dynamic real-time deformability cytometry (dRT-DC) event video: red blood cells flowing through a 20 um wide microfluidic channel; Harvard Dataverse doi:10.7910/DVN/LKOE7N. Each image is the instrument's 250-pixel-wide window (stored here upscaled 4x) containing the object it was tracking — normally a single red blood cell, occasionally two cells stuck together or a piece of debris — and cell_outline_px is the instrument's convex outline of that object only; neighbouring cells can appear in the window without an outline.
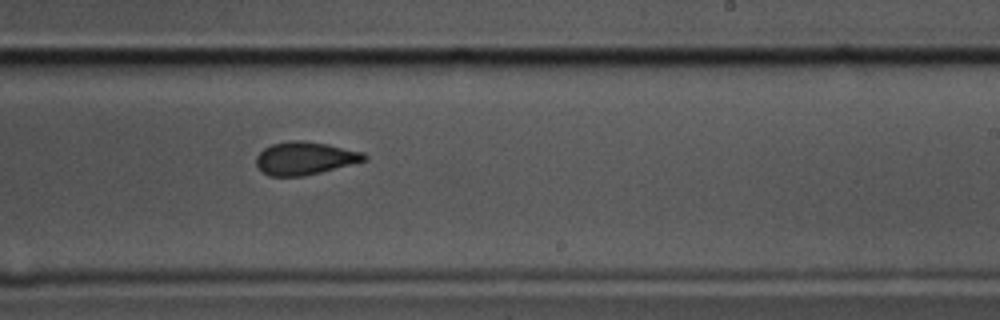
{"species": "common noctule bat (a hibernating species)", "species_latin": "Nyctalus noctula", "temperature_condition": "cold", "stored_images_in_passage": 36, "camera_frame_rate_fps": 3000, "um_per_image_px": 0.085, "animal": {"sex": "male", "body_mass_g": 17.5, "forearm_length_mm": 52.3}, "frame": {"image": 1, "passage_image": 20, "time_ms": 6.333, "image_size_px": [1000, 320], "cell_outline_px": [[368, 160], [304, 176], [268, 176], [260, 172], [256, 164], [256, 156], [264, 148], [272, 144], [292, 140], [300, 140], [328, 144], [364, 152], [368, 156]], "centroid_in_image_um": [25.91, 13.45], "position_along_channel_um": 263.1, "area_um2": 20.87}, "authors_computed_cell_mechanics": {"area_um2": 21.2704, "velocity_mm_per_s": 3.5161, "shape_relaxation_time_tau1_ms": 4.1651, "shape_relaxation_time_tau2_ms": 2.3184, "deformation_change_tau1": 0.1141, "deformation_change_tau2": 0.0684}}